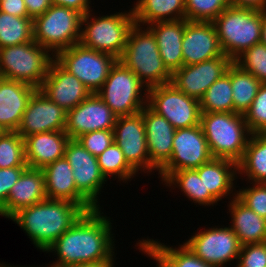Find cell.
I'll list each match as a JSON object with an SVG mask.
<instances>
[{
  "mask_svg": "<svg viewBox=\"0 0 266 267\" xmlns=\"http://www.w3.org/2000/svg\"><path fill=\"white\" fill-rule=\"evenodd\" d=\"M101 215L99 208L85 212L46 250L58 256L51 266L114 261L112 223Z\"/></svg>",
  "mask_w": 266,
  "mask_h": 267,
  "instance_id": "cell-1",
  "label": "cell"
},
{
  "mask_svg": "<svg viewBox=\"0 0 266 267\" xmlns=\"http://www.w3.org/2000/svg\"><path fill=\"white\" fill-rule=\"evenodd\" d=\"M85 212L70 201L45 199L19 210L10 219L27 233L37 249L46 252Z\"/></svg>",
  "mask_w": 266,
  "mask_h": 267,
  "instance_id": "cell-2",
  "label": "cell"
},
{
  "mask_svg": "<svg viewBox=\"0 0 266 267\" xmlns=\"http://www.w3.org/2000/svg\"><path fill=\"white\" fill-rule=\"evenodd\" d=\"M134 24L125 49L118 59L133 71L147 88L171 83L172 74L163 64L155 35L146 27Z\"/></svg>",
  "mask_w": 266,
  "mask_h": 267,
  "instance_id": "cell-3",
  "label": "cell"
},
{
  "mask_svg": "<svg viewBox=\"0 0 266 267\" xmlns=\"http://www.w3.org/2000/svg\"><path fill=\"white\" fill-rule=\"evenodd\" d=\"M200 125L213 158L238 163L251 136L244 114L234 112L202 113Z\"/></svg>",
  "mask_w": 266,
  "mask_h": 267,
  "instance_id": "cell-4",
  "label": "cell"
},
{
  "mask_svg": "<svg viewBox=\"0 0 266 267\" xmlns=\"http://www.w3.org/2000/svg\"><path fill=\"white\" fill-rule=\"evenodd\" d=\"M263 11L227 7L214 21L223 54L234 61L261 41Z\"/></svg>",
  "mask_w": 266,
  "mask_h": 267,
  "instance_id": "cell-5",
  "label": "cell"
},
{
  "mask_svg": "<svg viewBox=\"0 0 266 267\" xmlns=\"http://www.w3.org/2000/svg\"><path fill=\"white\" fill-rule=\"evenodd\" d=\"M90 12L92 11L83 15L82 27L85 26L81 28L79 43L119 59L125 49L129 32L135 24L132 8L127 13L117 12L96 18L91 17L93 15Z\"/></svg>",
  "mask_w": 266,
  "mask_h": 267,
  "instance_id": "cell-6",
  "label": "cell"
},
{
  "mask_svg": "<svg viewBox=\"0 0 266 267\" xmlns=\"http://www.w3.org/2000/svg\"><path fill=\"white\" fill-rule=\"evenodd\" d=\"M54 56L34 40L0 48V77L39 89Z\"/></svg>",
  "mask_w": 266,
  "mask_h": 267,
  "instance_id": "cell-7",
  "label": "cell"
},
{
  "mask_svg": "<svg viewBox=\"0 0 266 267\" xmlns=\"http://www.w3.org/2000/svg\"><path fill=\"white\" fill-rule=\"evenodd\" d=\"M82 18L83 14L77 10L52 4L43 15L33 20L34 41L55 56L79 43Z\"/></svg>",
  "mask_w": 266,
  "mask_h": 267,
  "instance_id": "cell-8",
  "label": "cell"
},
{
  "mask_svg": "<svg viewBox=\"0 0 266 267\" xmlns=\"http://www.w3.org/2000/svg\"><path fill=\"white\" fill-rule=\"evenodd\" d=\"M147 91L136 74L117 60L96 94L117 116H126L139 113L147 105Z\"/></svg>",
  "mask_w": 266,
  "mask_h": 267,
  "instance_id": "cell-9",
  "label": "cell"
},
{
  "mask_svg": "<svg viewBox=\"0 0 266 267\" xmlns=\"http://www.w3.org/2000/svg\"><path fill=\"white\" fill-rule=\"evenodd\" d=\"M54 59L76 76L91 93H96L101 88L111 67L118 60L110 54L86 48L80 43L61 50Z\"/></svg>",
  "mask_w": 266,
  "mask_h": 267,
  "instance_id": "cell-10",
  "label": "cell"
},
{
  "mask_svg": "<svg viewBox=\"0 0 266 267\" xmlns=\"http://www.w3.org/2000/svg\"><path fill=\"white\" fill-rule=\"evenodd\" d=\"M147 106L166 118L175 129L200 124L202 113L199 100L182 93L172 83L148 88Z\"/></svg>",
  "mask_w": 266,
  "mask_h": 267,
  "instance_id": "cell-11",
  "label": "cell"
},
{
  "mask_svg": "<svg viewBox=\"0 0 266 267\" xmlns=\"http://www.w3.org/2000/svg\"><path fill=\"white\" fill-rule=\"evenodd\" d=\"M213 158L201 125L176 129L170 160L159 170L163 182L172 172L196 169Z\"/></svg>",
  "mask_w": 266,
  "mask_h": 267,
  "instance_id": "cell-12",
  "label": "cell"
},
{
  "mask_svg": "<svg viewBox=\"0 0 266 267\" xmlns=\"http://www.w3.org/2000/svg\"><path fill=\"white\" fill-rule=\"evenodd\" d=\"M186 245L197 257L215 267L237 260L241 244L231 227L209 228L195 233Z\"/></svg>",
  "mask_w": 266,
  "mask_h": 267,
  "instance_id": "cell-13",
  "label": "cell"
},
{
  "mask_svg": "<svg viewBox=\"0 0 266 267\" xmlns=\"http://www.w3.org/2000/svg\"><path fill=\"white\" fill-rule=\"evenodd\" d=\"M113 132L114 142L122 150L128 164L137 173L140 169L144 173L157 170L150 163L141 111L133 115L118 116Z\"/></svg>",
  "mask_w": 266,
  "mask_h": 267,
  "instance_id": "cell-14",
  "label": "cell"
},
{
  "mask_svg": "<svg viewBox=\"0 0 266 267\" xmlns=\"http://www.w3.org/2000/svg\"><path fill=\"white\" fill-rule=\"evenodd\" d=\"M64 157L72 167L77 190L95 208H100L98 195L107 180L100 171L97 157L86 150L77 139L67 142Z\"/></svg>",
  "mask_w": 266,
  "mask_h": 267,
  "instance_id": "cell-15",
  "label": "cell"
},
{
  "mask_svg": "<svg viewBox=\"0 0 266 267\" xmlns=\"http://www.w3.org/2000/svg\"><path fill=\"white\" fill-rule=\"evenodd\" d=\"M117 115L96 94L67 111L65 133L70 139H77L84 133L98 130H113Z\"/></svg>",
  "mask_w": 266,
  "mask_h": 267,
  "instance_id": "cell-16",
  "label": "cell"
},
{
  "mask_svg": "<svg viewBox=\"0 0 266 267\" xmlns=\"http://www.w3.org/2000/svg\"><path fill=\"white\" fill-rule=\"evenodd\" d=\"M232 62L223 54L201 63L183 65L172 74L171 83L187 96L200 100L207 89L227 72Z\"/></svg>",
  "mask_w": 266,
  "mask_h": 267,
  "instance_id": "cell-17",
  "label": "cell"
},
{
  "mask_svg": "<svg viewBox=\"0 0 266 267\" xmlns=\"http://www.w3.org/2000/svg\"><path fill=\"white\" fill-rule=\"evenodd\" d=\"M66 116V110L36 89L27 103L17 132L24 138L37 133L65 131Z\"/></svg>",
  "mask_w": 266,
  "mask_h": 267,
  "instance_id": "cell-18",
  "label": "cell"
},
{
  "mask_svg": "<svg viewBox=\"0 0 266 267\" xmlns=\"http://www.w3.org/2000/svg\"><path fill=\"white\" fill-rule=\"evenodd\" d=\"M39 90L66 111L79 105L91 94L76 76L65 70L55 59L51 61Z\"/></svg>",
  "mask_w": 266,
  "mask_h": 267,
  "instance_id": "cell-19",
  "label": "cell"
},
{
  "mask_svg": "<svg viewBox=\"0 0 266 267\" xmlns=\"http://www.w3.org/2000/svg\"><path fill=\"white\" fill-rule=\"evenodd\" d=\"M182 52L183 65L201 63L222 56L223 52L213 22L185 19Z\"/></svg>",
  "mask_w": 266,
  "mask_h": 267,
  "instance_id": "cell-20",
  "label": "cell"
},
{
  "mask_svg": "<svg viewBox=\"0 0 266 267\" xmlns=\"http://www.w3.org/2000/svg\"><path fill=\"white\" fill-rule=\"evenodd\" d=\"M150 163L159 171L171 158L175 128L147 105L141 110Z\"/></svg>",
  "mask_w": 266,
  "mask_h": 267,
  "instance_id": "cell-21",
  "label": "cell"
},
{
  "mask_svg": "<svg viewBox=\"0 0 266 267\" xmlns=\"http://www.w3.org/2000/svg\"><path fill=\"white\" fill-rule=\"evenodd\" d=\"M47 199L65 200L80 205L86 212L96 209L76 188L73 170L66 158L42 168Z\"/></svg>",
  "mask_w": 266,
  "mask_h": 267,
  "instance_id": "cell-22",
  "label": "cell"
},
{
  "mask_svg": "<svg viewBox=\"0 0 266 267\" xmlns=\"http://www.w3.org/2000/svg\"><path fill=\"white\" fill-rule=\"evenodd\" d=\"M47 199L42 169L27 167L12 186L0 215L11 218L19 210Z\"/></svg>",
  "mask_w": 266,
  "mask_h": 267,
  "instance_id": "cell-23",
  "label": "cell"
},
{
  "mask_svg": "<svg viewBox=\"0 0 266 267\" xmlns=\"http://www.w3.org/2000/svg\"><path fill=\"white\" fill-rule=\"evenodd\" d=\"M35 90V87L24 82L0 77V127L4 131L18 130Z\"/></svg>",
  "mask_w": 266,
  "mask_h": 267,
  "instance_id": "cell-24",
  "label": "cell"
},
{
  "mask_svg": "<svg viewBox=\"0 0 266 267\" xmlns=\"http://www.w3.org/2000/svg\"><path fill=\"white\" fill-rule=\"evenodd\" d=\"M69 140L65 131H50L24 137L25 160L28 167L42 169L64 158Z\"/></svg>",
  "mask_w": 266,
  "mask_h": 267,
  "instance_id": "cell-25",
  "label": "cell"
},
{
  "mask_svg": "<svg viewBox=\"0 0 266 267\" xmlns=\"http://www.w3.org/2000/svg\"><path fill=\"white\" fill-rule=\"evenodd\" d=\"M147 27L156 37L163 64L173 74L183 66L182 38L185 32V19L156 22Z\"/></svg>",
  "mask_w": 266,
  "mask_h": 267,
  "instance_id": "cell-26",
  "label": "cell"
},
{
  "mask_svg": "<svg viewBox=\"0 0 266 267\" xmlns=\"http://www.w3.org/2000/svg\"><path fill=\"white\" fill-rule=\"evenodd\" d=\"M203 180L204 194H211L217 201L233 192V181L237 177V163L223 158H212L198 168ZM231 191V192H230Z\"/></svg>",
  "mask_w": 266,
  "mask_h": 267,
  "instance_id": "cell-27",
  "label": "cell"
},
{
  "mask_svg": "<svg viewBox=\"0 0 266 267\" xmlns=\"http://www.w3.org/2000/svg\"><path fill=\"white\" fill-rule=\"evenodd\" d=\"M229 204L232 216L231 229L238 237L241 245L266 242V219L257 215L244 205L234 192Z\"/></svg>",
  "mask_w": 266,
  "mask_h": 267,
  "instance_id": "cell-28",
  "label": "cell"
},
{
  "mask_svg": "<svg viewBox=\"0 0 266 267\" xmlns=\"http://www.w3.org/2000/svg\"><path fill=\"white\" fill-rule=\"evenodd\" d=\"M132 11L140 26L186 19L185 0H138Z\"/></svg>",
  "mask_w": 266,
  "mask_h": 267,
  "instance_id": "cell-29",
  "label": "cell"
},
{
  "mask_svg": "<svg viewBox=\"0 0 266 267\" xmlns=\"http://www.w3.org/2000/svg\"><path fill=\"white\" fill-rule=\"evenodd\" d=\"M237 170L252 183H266V133L251 134Z\"/></svg>",
  "mask_w": 266,
  "mask_h": 267,
  "instance_id": "cell-30",
  "label": "cell"
},
{
  "mask_svg": "<svg viewBox=\"0 0 266 267\" xmlns=\"http://www.w3.org/2000/svg\"><path fill=\"white\" fill-rule=\"evenodd\" d=\"M261 84L255 76L232 62L231 89L234 113L245 114L258 93Z\"/></svg>",
  "mask_w": 266,
  "mask_h": 267,
  "instance_id": "cell-31",
  "label": "cell"
},
{
  "mask_svg": "<svg viewBox=\"0 0 266 267\" xmlns=\"http://www.w3.org/2000/svg\"><path fill=\"white\" fill-rule=\"evenodd\" d=\"M201 113L234 112L231 89V65L227 72L217 79L199 100Z\"/></svg>",
  "mask_w": 266,
  "mask_h": 267,
  "instance_id": "cell-32",
  "label": "cell"
},
{
  "mask_svg": "<svg viewBox=\"0 0 266 267\" xmlns=\"http://www.w3.org/2000/svg\"><path fill=\"white\" fill-rule=\"evenodd\" d=\"M163 182L168 187L178 186L188 199L204 206H214L218 201L211 194H204L203 180L199 177L196 169H184L172 172ZM177 184V185H176Z\"/></svg>",
  "mask_w": 266,
  "mask_h": 267,
  "instance_id": "cell-33",
  "label": "cell"
},
{
  "mask_svg": "<svg viewBox=\"0 0 266 267\" xmlns=\"http://www.w3.org/2000/svg\"><path fill=\"white\" fill-rule=\"evenodd\" d=\"M34 40L32 18H22L0 11V48Z\"/></svg>",
  "mask_w": 266,
  "mask_h": 267,
  "instance_id": "cell-34",
  "label": "cell"
},
{
  "mask_svg": "<svg viewBox=\"0 0 266 267\" xmlns=\"http://www.w3.org/2000/svg\"><path fill=\"white\" fill-rule=\"evenodd\" d=\"M97 160L100 171L106 180L108 176L116 175L119 180L124 182L137 174L128 164L122 150L115 142L97 156Z\"/></svg>",
  "mask_w": 266,
  "mask_h": 267,
  "instance_id": "cell-35",
  "label": "cell"
},
{
  "mask_svg": "<svg viewBox=\"0 0 266 267\" xmlns=\"http://www.w3.org/2000/svg\"><path fill=\"white\" fill-rule=\"evenodd\" d=\"M13 167H28L24 138L17 131H4L0 135V168Z\"/></svg>",
  "mask_w": 266,
  "mask_h": 267,
  "instance_id": "cell-36",
  "label": "cell"
},
{
  "mask_svg": "<svg viewBox=\"0 0 266 267\" xmlns=\"http://www.w3.org/2000/svg\"><path fill=\"white\" fill-rule=\"evenodd\" d=\"M233 62L255 76L262 84L266 83V45L263 43H256Z\"/></svg>",
  "mask_w": 266,
  "mask_h": 267,
  "instance_id": "cell-37",
  "label": "cell"
},
{
  "mask_svg": "<svg viewBox=\"0 0 266 267\" xmlns=\"http://www.w3.org/2000/svg\"><path fill=\"white\" fill-rule=\"evenodd\" d=\"M229 6V0H185L186 20L213 22Z\"/></svg>",
  "mask_w": 266,
  "mask_h": 267,
  "instance_id": "cell-38",
  "label": "cell"
},
{
  "mask_svg": "<svg viewBox=\"0 0 266 267\" xmlns=\"http://www.w3.org/2000/svg\"><path fill=\"white\" fill-rule=\"evenodd\" d=\"M244 118L252 134L266 133V83L261 84Z\"/></svg>",
  "mask_w": 266,
  "mask_h": 267,
  "instance_id": "cell-39",
  "label": "cell"
},
{
  "mask_svg": "<svg viewBox=\"0 0 266 267\" xmlns=\"http://www.w3.org/2000/svg\"><path fill=\"white\" fill-rule=\"evenodd\" d=\"M236 197L257 215L266 219V183H253L237 191Z\"/></svg>",
  "mask_w": 266,
  "mask_h": 267,
  "instance_id": "cell-40",
  "label": "cell"
},
{
  "mask_svg": "<svg viewBox=\"0 0 266 267\" xmlns=\"http://www.w3.org/2000/svg\"><path fill=\"white\" fill-rule=\"evenodd\" d=\"M152 241L176 264L177 267H215L197 257L186 245L179 248H172L162 245L152 239Z\"/></svg>",
  "mask_w": 266,
  "mask_h": 267,
  "instance_id": "cell-41",
  "label": "cell"
},
{
  "mask_svg": "<svg viewBox=\"0 0 266 267\" xmlns=\"http://www.w3.org/2000/svg\"><path fill=\"white\" fill-rule=\"evenodd\" d=\"M77 140L93 156H99L114 142L113 130H98L82 134Z\"/></svg>",
  "mask_w": 266,
  "mask_h": 267,
  "instance_id": "cell-42",
  "label": "cell"
},
{
  "mask_svg": "<svg viewBox=\"0 0 266 267\" xmlns=\"http://www.w3.org/2000/svg\"><path fill=\"white\" fill-rule=\"evenodd\" d=\"M237 261L240 267H266V242L241 245Z\"/></svg>",
  "mask_w": 266,
  "mask_h": 267,
  "instance_id": "cell-43",
  "label": "cell"
},
{
  "mask_svg": "<svg viewBox=\"0 0 266 267\" xmlns=\"http://www.w3.org/2000/svg\"><path fill=\"white\" fill-rule=\"evenodd\" d=\"M27 167L0 168V209L5 205L12 186Z\"/></svg>",
  "mask_w": 266,
  "mask_h": 267,
  "instance_id": "cell-44",
  "label": "cell"
},
{
  "mask_svg": "<svg viewBox=\"0 0 266 267\" xmlns=\"http://www.w3.org/2000/svg\"><path fill=\"white\" fill-rule=\"evenodd\" d=\"M138 244L140 250L157 262V267H177L151 239H143Z\"/></svg>",
  "mask_w": 266,
  "mask_h": 267,
  "instance_id": "cell-45",
  "label": "cell"
},
{
  "mask_svg": "<svg viewBox=\"0 0 266 267\" xmlns=\"http://www.w3.org/2000/svg\"><path fill=\"white\" fill-rule=\"evenodd\" d=\"M0 11L16 17L30 18L24 0H0Z\"/></svg>",
  "mask_w": 266,
  "mask_h": 267,
  "instance_id": "cell-46",
  "label": "cell"
},
{
  "mask_svg": "<svg viewBox=\"0 0 266 267\" xmlns=\"http://www.w3.org/2000/svg\"><path fill=\"white\" fill-rule=\"evenodd\" d=\"M28 16L33 20L43 15L52 5L51 0H24Z\"/></svg>",
  "mask_w": 266,
  "mask_h": 267,
  "instance_id": "cell-47",
  "label": "cell"
},
{
  "mask_svg": "<svg viewBox=\"0 0 266 267\" xmlns=\"http://www.w3.org/2000/svg\"><path fill=\"white\" fill-rule=\"evenodd\" d=\"M90 0H51L53 5L64 6L67 8H71L77 10L81 14L85 15L90 9Z\"/></svg>",
  "mask_w": 266,
  "mask_h": 267,
  "instance_id": "cell-48",
  "label": "cell"
},
{
  "mask_svg": "<svg viewBox=\"0 0 266 267\" xmlns=\"http://www.w3.org/2000/svg\"><path fill=\"white\" fill-rule=\"evenodd\" d=\"M232 7L266 11V0H229Z\"/></svg>",
  "mask_w": 266,
  "mask_h": 267,
  "instance_id": "cell-49",
  "label": "cell"
},
{
  "mask_svg": "<svg viewBox=\"0 0 266 267\" xmlns=\"http://www.w3.org/2000/svg\"><path fill=\"white\" fill-rule=\"evenodd\" d=\"M114 261L99 262V263H84L78 265H72L68 267H114Z\"/></svg>",
  "mask_w": 266,
  "mask_h": 267,
  "instance_id": "cell-50",
  "label": "cell"
},
{
  "mask_svg": "<svg viewBox=\"0 0 266 267\" xmlns=\"http://www.w3.org/2000/svg\"><path fill=\"white\" fill-rule=\"evenodd\" d=\"M261 43L266 45V11H263V21L261 26Z\"/></svg>",
  "mask_w": 266,
  "mask_h": 267,
  "instance_id": "cell-51",
  "label": "cell"
},
{
  "mask_svg": "<svg viewBox=\"0 0 266 267\" xmlns=\"http://www.w3.org/2000/svg\"><path fill=\"white\" fill-rule=\"evenodd\" d=\"M0 267H12V266H11V265L9 266V265H6V264L3 265V264L0 263ZM13 267H16V266H13ZM19 267H20V266H19ZM22 267H23V266H22ZM31 267H32V266H31Z\"/></svg>",
  "mask_w": 266,
  "mask_h": 267,
  "instance_id": "cell-52",
  "label": "cell"
},
{
  "mask_svg": "<svg viewBox=\"0 0 266 267\" xmlns=\"http://www.w3.org/2000/svg\"><path fill=\"white\" fill-rule=\"evenodd\" d=\"M4 132V130L0 127V135Z\"/></svg>",
  "mask_w": 266,
  "mask_h": 267,
  "instance_id": "cell-53",
  "label": "cell"
}]
</instances>
